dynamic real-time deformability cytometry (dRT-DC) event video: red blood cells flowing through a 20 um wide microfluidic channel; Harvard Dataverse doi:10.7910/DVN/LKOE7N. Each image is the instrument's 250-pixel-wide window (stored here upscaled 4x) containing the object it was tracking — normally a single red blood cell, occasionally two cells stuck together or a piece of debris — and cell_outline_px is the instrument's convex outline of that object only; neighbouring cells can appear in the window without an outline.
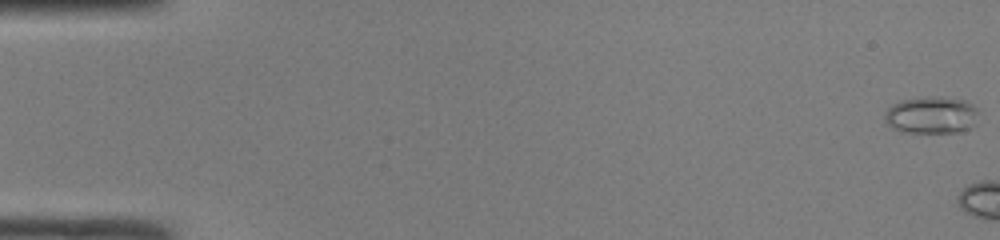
{"species": "common noctule bat (a hibernating species)", "species_latin": "Nyctalus noctula", "temperature_condition": "room temperature", "stored_images_in_passage": 5, "camera_frame_rate_fps": 3000, "um_per_image_px": 0.085, "animal": {"sex": "male", "body_mass_g": 19.0, "forearm_length_mm": 50.8}, "frame": {"image": 1, "passage_image": 1, "time_ms": 0.0, "image_size_px": [1000, 240], "cell_outline_px": [[976, 124], [972, 128], [956, 132], [904, 132], [892, 128], [884, 120], [884, 112], [892, 104], [900, 100], [924, 96], [940, 96], [964, 100], [972, 104], [976, 108]], "centroid_in_image_um": [79.15, 9.77], "position_along_channel_um": 5.9, "area_um2": 20.52}}